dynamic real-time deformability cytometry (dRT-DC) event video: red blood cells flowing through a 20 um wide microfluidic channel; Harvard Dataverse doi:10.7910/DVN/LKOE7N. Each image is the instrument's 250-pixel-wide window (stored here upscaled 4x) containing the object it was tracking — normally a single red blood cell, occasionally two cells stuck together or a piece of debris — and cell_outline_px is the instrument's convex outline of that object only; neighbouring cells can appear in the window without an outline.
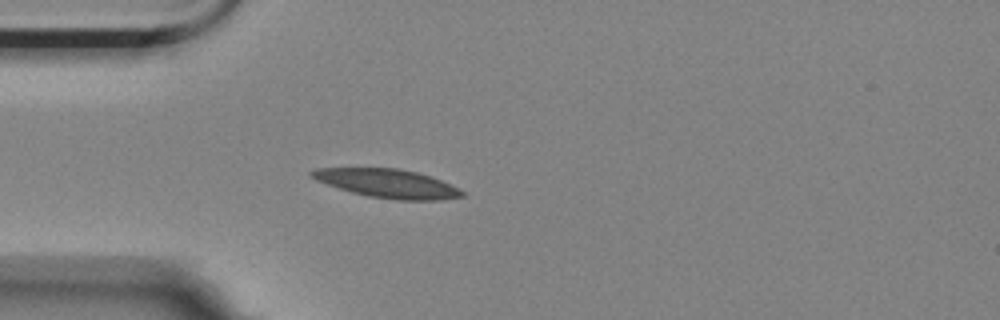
{"species": "Egyptian fruit bat (a non-hibernating species)", "species_latin": "Rousettus aegyptiacus", "temperature_condition": "room temperature", "stored_images_in_passage": 3, "camera_frame_rate_fps": 3000, "um_per_image_px": 0.085, "animal": {"sex": "female"}, "frame": {"image": 1, "passage_image": 3, "time_ms": 0.667, "image_size_px": [1000, 320], "cell_outline_px": [[464, 196], [440, 200], [396, 200], [368, 196], [352, 192], [316, 180], [308, 172], [316, 168], [400, 168], [432, 176], [464, 192]], "centroid_in_image_um": [32.93, 15.59], "position_along_channel_um": 52.1, "area_um2": 24.85}}